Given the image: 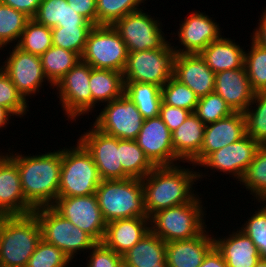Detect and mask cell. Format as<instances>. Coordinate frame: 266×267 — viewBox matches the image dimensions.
I'll list each match as a JSON object with an SVG mask.
<instances>
[{"mask_svg":"<svg viewBox=\"0 0 266 267\" xmlns=\"http://www.w3.org/2000/svg\"><path fill=\"white\" fill-rule=\"evenodd\" d=\"M9 153L8 156L17 164L26 202L34 210L53 206L58 198L62 148L32 156Z\"/></svg>","mask_w":266,"mask_h":267,"instance_id":"6da1fadb","label":"cell"},{"mask_svg":"<svg viewBox=\"0 0 266 267\" xmlns=\"http://www.w3.org/2000/svg\"><path fill=\"white\" fill-rule=\"evenodd\" d=\"M190 169L178 164L155 167L141 179L148 218L160 210L192 202L198 196L193 184L205 174Z\"/></svg>","mask_w":266,"mask_h":267,"instance_id":"7a4b0ae2","label":"cell"},{"mask_svg":"<svg viewBox=\"0 0 266 267\" xmlns=\"http://www.w3.org/2000/svg\"><path fill=\"white\" fill-rule=\"evenodd\" d=\"M95 195L106 223L117 219L148 217L141 179L101 180Z\"/></svg>","mask_w":266,"mask_h":267,"instance_id":"3957f363","label":"cell"},{"mask_svg":"<svg viewBox=\"0 0 266 267\" xmlns=\"http://www.w3.org/2000/svg\"><path fill=\"white\" fill-rule=\"evenodd\" d=\"M205 208L198 195L192 202L160 210L149 217L150 231L164 242L194 238L207 226Z\"/></svg>","mask_w":266,"mask_h":267,"instance_id":"277c9868","label":"cell"},{"mask_svg":"<svg viewBox=\"0 0 266 267\" xmlns=\"http://www.w3.org/2000/svg\"><path fill=\"white\" fill-rule=\"evenodd\" d=\"M41 239L39 221L33 213L12 215L0 238V267H26Z\"/></svg>","mask_w":266,"mask_h":267,"instance_id":"5b68a950","label":"cell"},{"mask_svg":"<svg viewBox=\"0 0 266 267\" xmlns=\"http://www.w3.org/2000/svg\"><path fill=\"white\" fill-rule=\"evenodd\" d=\"M100 182L91 154L78 140L76 147H63L58 197L95 194Z\"/></svg>","mask_w":266,"mask_h":267,"instance_id":"8992f818","label":"cell"},{"mask_svg":"<svg viewBox=\"0 0 266 267\" xmlns=\"http://www.w3.org/2000/svg\"><path fill=\"white\" fill-rule=\"evenodd\" d=\"M168 40L158 49L129 52L124 82L152 83L162 87L174 75L176 50Z\"/></svg>","mask_w":266,"mask_h":267,"instance_id":"52a82bcc","label":"cell"},{"mask_svg":"<svg viewBox=\"0 0 266 267\" xmlns=\"http://www.w3.org/2000/svg\"><path fill=\"white\" fill-rule=\"evenodd\" d=\"M41 228V238L62 250L72 261L77 252L90 250L97 242L86 232L65 219L52 206L33 211Z\"/></svg>","mask_w":266,"mask_h":267,"instance_id":"ba28073f","label":"cell"},{"mask_svg":"<svg viewBox=\"0 0 266 267\" xmlns=\"http://www.w3.org/2000/svg\"><path fill=\"white\" fill-rule=\"evenodd\" d=\"M128 53L127 46L112 25H99L90 31L81 61L94 69L123 73Z\"/></svg>","mask_w":266,"mask_h":267,"instance_id":"9c48e42d","label":"cell"},{"mask_svg":"<svg viewBox=\"0 0 266 267\" xmlns=\"http://www.w3.org/2000/svg\"><path fill=\"white\" fill-rule=\"evenodd\" d=\"M112 26L124 41L128 52L155 50L167 41L162 22L142 9L125 15Z\"/></svg>","mask_w":266,"mask_h":267,"instance_id":"30bf717a","label":"cell"},{"mask_svg":"<svg viewBox=\"0 0 266 267\" xmlns=\"http://www.w3.org/2000/svg\"><path fill=\"white\" fill-rule=\"evenodd\" d=\"M144 120L135 104L123 93L119 98L105 103L93 125L118 139L136 140Z\"/></svg>","mask_w":266,"mask_h":267,"instance_id":"8fae6325","label":"cell"},{"mask_svg":"<svg viewBox=\"0 0 266 267\" xmlns=\"http://www.w3.org/2000/svg\"><path fill=\"white\" fill-rule=\"evenodd\" d=\"M91 66L80 61L55 85L63 111L76 121L77 117L91 112L90 73Z\"/></svg>","mask_w":266,"mask_h":267,"instance_id":"7c38bea8","label":"cell"},{"mask_svg":"<svg viewBox=\"0 0 266 267\" xmlns=\"http://www.w3.org/2000/svg\"><path fill=\"white\" fill-rule=\"evenodd\" d=\"M91 128L83 132L78 141L91 154L101 180L130 178L120 162V139L101 132L94 125Z\"/></svg>","mask_w":266,"mask_h":267,"instance_id":"4fadbf2b","label":"cell"},{"mask_svg":"<svg viewBox=\"0 0 266 267\" xmlns=\"http://www.w3.org/2000/svg\"><path fill=\"white\" fill-rule=\"evenodd\" d=\"M52 207L65 219L88 233L97 243L102 242L106 230V222L95 194L58 197Z\"/></svg>","mask_w":266,"mask_h":267,"instance_id":"5bb4252c","label":"cell"},{"mask_svg":"<svg viewBox=\"0 0 266 267\" xmlns=\"http://www.w3.org/2000/svg\"><path fill=\"white\" fill-rule=\"evenodd\" d=\"M9 54L0 68L25 100L28 96L38 93L46 80L53 86L44 74L40 56L24 52L16 46Z\"/></svg>","mask_w":266,"mask_h":267,"instance_id":"9a60e30c","label":"cell"},{"mask_svg":"<svg viewBox=\"0 0 266 267\" xmlns=\"http://www.w3.org/2000/svg\"><path fill=\"white\" fill-rule=\"evenodd\" d=\"M261 145L248 135L209 154L199 166L208 167L241 181Z\"/></svg>","mask_w":266,"mask_h":267,"instance_id":"2e32d148","label":"cell"},{"mask_svg":"<svg viewBox=\"0 0 266 267\" xmlns=\"http://www.w3.org/2000/svg\"><path fill=\"white\" fill-rule=\"evenodd\" d=\"M138 146L155 166H174L182 162L174 153L172 132L163 120L157 116L145 119L136 138Z\"/></svg>","mask_w":266,"mask_h":267,"instance_id":"e0dca14e","label":"cell"},{"mask_svg":"<svg viewBox=\"0 0 266 267\" xmlns=\"http://www.w3.org/2000/svg\"><path fill=\"white\" fill-rule=\"evenodd\" d=\"M181 22L177 35L183 48L172 46L177 54H200L211 42L222 36L219 24L203 12H192Z\"/></svg>","mask_w":266,"mask_h":267,"instance_id":"ac0fdd59","label":"cell"},{"mask_svg":"<svg viewBox=\"0 0 266 267\" xmlns=\"http://www.w3.org/2000/svg\"><path fill=\"white\" fill-rule=\"evenodd\" d=\"M245 135V117L241 112H234L226 118L206 124L200 153L189 164H195V168L209 154L239 141Z\"/></svg>","mask_w":266,"mask_h":267,"instance_id":"d6986e66","label":"cell"},{"mask_svg":"<svg viewBox=\"0 0 266 267\" xmlns=\"http://www.w3.org/2000/svg\"><path fill=\"white\" fill-rule=\"evenodd\" d=\"M173 77L188 86L198 98L215 89V73L200 54H177Z\"/></svg>","mask_w":266,"mask_h":267,"instance_id":"ffe728a7","label":"cell"},{"mask_svg":"<svg viewBox=\"0 0 266 267\" xmlns=\"http://www.w3.org/2000/svg\"><path fill=\"white\" fill-rule=\"evenodd\" d=\"M3 154L0 153V210L11 215L32 214L34 209L22 192L17 164L7 153Z\"/></svg>","mask_w":266,"mask_h":267,"instance_id":"44dd1931","label":"cell"},{"mask_svg":"<svg viewBox=\"0 0 266 267\" xmlns=\"http://www.w3.org/2000/svg\"><path fill=\"white\" fill-rule=\"evenodd\" d=\"M214 92L225 100L233 112L241 113L248 108L255 94L245 66L216 73Z\"/></svg>","mask_w":266,"mask_h":267,"instance_id":"7402d4cb","label":"cell"},{"mask_svg":"<svg viewBox=\"0 0 266 267\" xmlns=\"http://www.w3.org/2000/svg\"><path fill=\"white\" fill-rule=\"evenodd\" d=\"M148 217L117 219L106 223L102 243L123 256L150 231Z\"/></svg>","mask_w":266,"mask_h":267,"instance_id":"603a6c76","label":"cell"},{"mask_svg":"<svg viewBox=\"0 0 266 267\" xmlns=\"http://www.w3.org/2000/svg\"><path fill=\"white\" fill-rule=\"evenodd\" d=\"M206 229L191 239L166 242L167 267H199L214 247V235Z\"/></svg>","mask_w":266,"mask_h":267,"instance_id":"cb8c5ba5","label":"cell"},{"mask_svg":"<svg viewBox=\"0 0 266 267\" xmlns=\"http://www.w3.org/2000/svg\"><path fill=\"white\" fill-rule=\"evenodd\" d=\"M214 246L228 267H255L261 258L253 241L240 228L227 237H214Z\"/></svg>","mask_w":266,"mask_h":267,"instance_id":"d4e9b609","label":"cell"},{"mask_svg":"<svg viewBox=\"0 0 266 267\" xmlns=\"http://www.w3.org/2000/svg\"><path fill=\"white\" fill-rule=\"evenodd\" d=\"M235 43V39L224 38L211 42L200 56L208 67L216 74L221 71L240 69L244 67L245 50Z\"/></svg>","mask_w":266,"mask_h":267,"instance_id":"484cf974","label":"cell"},{"mask_svg":"<svg viewBox=\"0 0 266 267\" xmlns=\"http://www.w3.org/2000/svg\"><path fill=\"white\" fill-rule=\"evenodd\" d=\"M205 134V124L194 114L172 132V146L175 155L182 162H191L201 150L203 137Z\"/></svg>","mask_w":266,"mask_h":267,"instance_id":"4316f807","label":"cell"},{"mask_svg":"<svg viewBox=\"0 0 266 267\" xmlns=\"http://www.w3.org/2000/svg\"><path fill=\"white\" fill-rule=\"evenodd\" d=\"M131 267H167L166 242L149 231L123 255Z\"/></svg>","mask_w":266,"mask_h":267,"instance_id":"83f0119b","label":"cell"},{"mask_svg":"<svg viewBox=\"0 0 266 267\" xmlns=\"http://www.w3.org/2000/svg\"><path fill=\"white\" fill-rule=\"evenodd\" d=\"M33 19L49 28L64 26H95L75 12L66 0H42Z\"/></svg>","mask_w":266,"mask_h":267,"instance_id":"f1b7e54d","label":"cell"},{"mask_svg":"<svg viewBox=\"0 0 266 267\" xmlns=\"http://www.w3.org/2000/svg\"><path fill=\"white\" fill-rule=\"evenodd\" d=\"M90 91L92 112L96 103H109L124 93L122 72L91 68Z\"/></svg>","mask_w":266,"mask_h":267,"instance_id":"f546056e","label":"cell"},{"mask_svg":"<svg viewBox=\"0 0 266 267\" xmlns=\"http://www.w3.org/2000/svg\"><path fill=\"white\" fill-rule=\"evenodd\" d=\"M124 94L135 104L144 119L159 116L161 87L152 83L124 82Z\"/></svg>","mask_w":266,"mask_h":267,"instance_id":"4dcf8cb0","label":"cell"},{"mask_svg":"<svg viewBox=\"0 0 266 267\" xmlns=\"http://www.w3.org/2000/svg\"><path fill=\"white\" fill-rule=\"evenodd\" d=\"M40 59L44 74L53 89L60 79L81 61L77 53L53 45Z\"/></svg>","mask_w":266,"mask_h":267,"instance_id":"1f68e13d","label":"cell"},{"mask_svg":"<svg viewBox=\"0 0 266 267\" xmlns=\"http://www.w3.org/2000/svg\"><path fill=\"white\" fill-rule=\"evenodd\" d=\"M120 162L130 178L143 179L155 168L136 140L120 139Z\"/></svg>","mask_w":266,"mask_h":267,"instance_id":"d6a6232c","label":"cell"},{"mask_svg":"<svg viewBox=\"0 0 266 267\" xmlns=\"http://www.w3.org/2000/svg\"><path fill=\"white\" fill-rule=\"evenodd\" d=\"M52 45L51 28L31 18L27 21L25 29L21 33L20 39L15 46L24 52L41 56Z\"/></svg>","mask_w":266,"mask_h":267,"instance_id":"836d02e7","label":"cell"},{"mask_svg":"<svg viewBox=\"0 0 266 267\" xmlns=\"http://www.w3.org/2000/svg\"><path fill=\"white\" fill-rule=\"evenodd\" d=\"M243 184L254 199L262 203L266 201V145H261L245 172L240 185Z\"/></svg>","mask_w":266,"mask_h":267,"instance_id":"e575fe53","label":"cell"},{"mask_svg":"<svg viewBox=\"0 0 266 267\" xmlns=\"http://www.w3.org/2000/svg\"><path fill=\"white\" fill-rule=\"evenodd\" d=\"M254 104L256 106L253 107ZM243 114L246 135L260 145H266V91L255 93L252 102Z\"/></svg>","mask_w":266,"mask_h":267,"instance_id":"d590c367","label":"cell"},{"mask_svg":"<svg viewBox=\"0 0 266 267\" xmlns=\"http://www.w3.org/2000/svg\"><path fill=\"white\" fill-rule=\"evenodd\" d=\"M29 19L23 12L0 2V50L10 43H18Z\"/></svg>","mask_w":266,"mask_h":267,"instance_id":"8d00e7d4","label":"cell"},{"mask_svg":"<svg viewBox=\"0 0 266 267\" xmlns=\"http://www.w3.org/2000/svg\"><path fill=\"white\" fill-rule=\"evenodd\" d=\"M244 66L252 90L255 93L266 91V48L252 40L250 51H245Z\"/></svg>","mask_w":266,"mask_h":267,"instance_id":"74e56055","label":"cell"},{"mask_svg":"<svg viewBox=\"0 0 266 267\" xmlns=\"http://www.w3.org/2000/svg\"><path fill=\"white\" fill-rule=\"evenodd\" d=\"M93 28L94 26L53 27L51 28L53 46L75 52L81 57Z\"/></svg>","mask_w":266,"mask_h":267,"instance_id":"f35d334b","label":"cell"},{"mask_svg":"<svg viewBox=\"0 0 266 267\" xmlns=\"http://www.w3.org/2000/svg\"><path fill=\"white\" fill-rule=\"evenodd\" d=\"M146 0H96L97 26L113 25L125 15L141 10Z\"/></svg>","mask_w":266,"mask_h":267,"instance_id":"ab89813d","label":"cell"},{"mask_svg":"<svg viewBox=\"0 0 266 267\" xmlns=\"http://www.w3.org/2000/svg\"><path fill=\"white\" fill-rule=\"evenodd\" d=\"M162 101L170 106L179 107L194 112L199 98L185 84L173 76L161 87Z\"/></svg>","mask_w":266,"mask_h":267,"instance_id":"60d3db41","label":"cell"},{"mask_svg":"<svg viewBox=\"0 0 266 267\" xmlns=\"http://www.w3.org/2000/svg\"><path fill=\"white\" fill-rule=\"evenodd\" d=\"M193 113L206 125L226 118L234 112L221 96L212 92L199 98Z\"/></svg>","mask_w":266,"mask_h":267,"instance_id":"b9f144b4","label":"cell"},{"mask_svg":"<svg viewBox=\"0 0 266 267\" xmlns=\"http://www.w3.org/2000/svg\"><path fill=\"white\" fill-rule=\"evenodd\" d=\"M70 262L62 250L41 239L26 267H68Z\"/></svg>","mask_w":266,"mask_h":267,"instance_id":"7bdbcfd3","label":"cell"},{"mask_svg":"<svg viewBox=\"0 0 266 267\" xmlns=\"http://www.w3.org/2000/svg\"><path fill=\"white\" fill-rule=\"evenodd\" d=\"M27 102L29 101L22 97L10 78L0 68V105L8 109L13 115L22 117L29 111Z\"/></svg>","mask_w":266,"mask_h":267,"instance_id":"ee69618b","label":"cell"},{"mask_svg":"<svg viewBox=\"0 0 266 267\" xmlns=\"http://www.w3.org/2000/svg\"><path fill=\"white\" fill-rule=\"evenodd\" d=\"M265 203V204H264ZM265 206L257 209L249 219L240 227L257 247L261 258L266 259V201L262 203Z\"/></svg>","mask_w":266,"mask_h":267,"instance_id":"f6af8a7d","label":"cell"},{"mask_svg":"<svg viewBox=\"0 0 266 267\" xmlns=\"http://www.w3.org/2000/svg\"><path fill=\"white\" fill-rule=\"evenodd\" d=\"M87 267H120L123 256L116 254L102 242L96 243L90 250Z\"/></svg>","mask_w":266,"mask_h":267,"instance_id":"bcb514c9","label":"cell"},{"mask_svg":"<svg viewBox=\"0 0 266 267\" xmlns=\"http://www.w3.org/2000/svg\"><path fill=\"white\" fill-rule=\"evenodd\" d=\"M190 113L191 112L186 109L173 107L162 101L159 117L163 120L168 129L173 132L186 120Z\"/></svg>","mask_w":266,"mask_h":267,"instance_id":"7dc6e473","label":"cell"},{"mask_svg":"<svg viewBox=\"0 0 266 267\" xmlns=\"http://www.w3.org/2000/svg\"><path fill=\"white\" fill-rule=\"evenodd\" d=\"M71 8L97 26L96 0H66Z\"/></svg>","mask_w":266,"mask_h":267,"instance_id":"c3c4849f","label":"cell"},{"mask_svg":"<svg viewBox=\"0 0 266 267\" xmlns=\"http://www.w3.org/2000/svg\"><path fill=\"white\" fill-rule=\"evenodd\" d=\"M0 2L23 12L31 19L35 16L42 0H0Z\"/></svg>","mask_w":266,"mask_h":267,"instance_id":"681fc988","label":"cell"},{"mask_svg":"<svg viewBox=\"0 0 266 267\" xmlns=\"http://www.w3.org/2000/svg\"><path fill=\"white\" fill-rule=\"evenodd\" d=\"M199 267H228L222 254L214 246L204 257Z\"/></svg>","mask_w":266,"mask_h":267,"instance_id":"f907efd6","label":"cell"},{"mask_svg":"<svg viewBox=\"0 0 266 267\" xmlns=\"http://www.w3.org/2000/svg\"><path fill=\"white\" fill-rule=\"evenodd\" d=\"M262 17L259 18V23L256 29H254L253 36L251 40H253L258 45L266 48V8L261 14Z\"/></svg>","mask_w":266,"mask_h":267,"instance_id":"816d5d0a","label":"cell"},{"mask_svg":"<svg viewBox=\"0 0 266 267\" xmlns=\"http://www.w3.org/2000/svg\"><path fill=\"white\" fill-rule=\"evenodd\" d=\"M14 116L8 109H6L4 106L0 105V130L2 127H6V125L10 121V117Z\"/></svg>","mask_w":266,"mask_h":267,"instance_id":"f5cc1de1","label":"cell"},{"mask_svg":"<svg viewBox=\"0 0 266 267\" xmlns=\"http://www.w3.org/2000/svg\"><path fill=\"white\" fill-rule=\"evenodd\" d=\"M12 215L8 212H5L3 210H0V238H1V234H2V230L6 224V222L8 221V219L11 217Z\"/></svg>","mask_w":266,"mask_h":267,"instance_id":"db71d44e","label":"cell"},{"mask_svg":"<svg viewBox=\"0 0 266 267\" xmlns=\"http://www.w3.org/2000/svg\"><path fill=\"white\" fill-rule=\"evenodd\" d=\"M255 267H266V259L265 258H260V260L257 262Z\"/></svg>","mask_w":266,"mask_h":267,"instance_id":"11a10c76","label":"cell"},{"mask_svg":"<svg viewBox=\"0 0 266 267\" xmlns=\"http://www.w3.org/2000/svg\"><path fill=\"white\" fill-rule=\"evenodd\" d=\"M120 267H131L129 265H127L124 261L121 263Z\"/></svg>","mask_w":266,"mask_h":267,"instance_id":"9f6ffc18","label":"cell"}]
</instances>
